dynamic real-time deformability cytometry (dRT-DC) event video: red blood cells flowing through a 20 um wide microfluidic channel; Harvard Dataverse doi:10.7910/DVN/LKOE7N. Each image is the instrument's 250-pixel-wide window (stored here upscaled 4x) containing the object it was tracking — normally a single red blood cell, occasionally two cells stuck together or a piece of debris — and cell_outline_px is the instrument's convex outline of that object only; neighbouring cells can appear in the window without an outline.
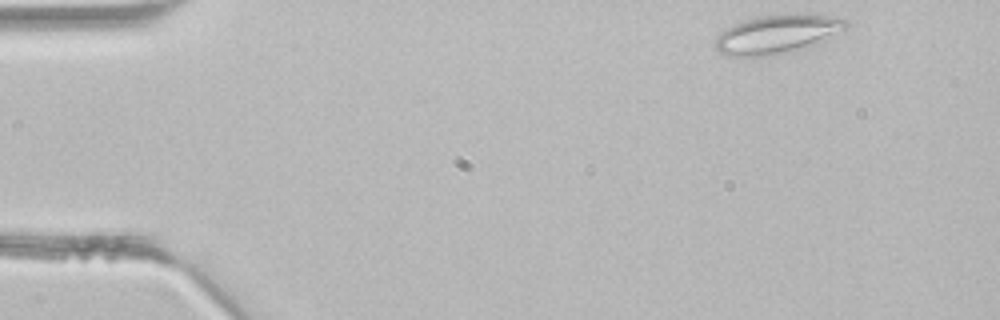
{"species": "common noctule bat (a hibernating species)", "species_latin": "Nyctalus noctula", "temperature_condition": "room temperature", "stored_images_in_passage": 4, "camera_frame_rate_fps": 3000, "um_per_image_px": 0.085, "animal": {"sex": "male", "body_mass_g": 21.5, "forearm_length_mm": 52.0}, "frame": {"image": 1, "passage_image": 1, "time_ms": 0.0, "image_size_px": [1000, 320], "cell_outline_px": [[848, 24], [832, 40], [792, 52], [768, 56], [728, 56], [720, 52], [712, 44], [716, 36], [720, 32], [744, 20], [760, 16], [824, 16], [848, 20]], "centroid_in_image_um": [66.05, 2.97], "position_along_channel_um": 19.0, "area_um2": 29.19}}